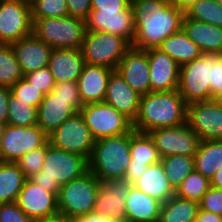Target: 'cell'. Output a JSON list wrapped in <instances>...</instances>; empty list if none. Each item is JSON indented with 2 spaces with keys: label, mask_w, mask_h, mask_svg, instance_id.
Returning a JSON list of instances; mask_svg holds the SVG:
<instances>
[{
  "label": "cell",
  "mask_w": 222,
  "mask_h": 222,
  "mask_svg": "<svg viewBox=\"0 0 222 222\" xmlns=\"http://www.w3.org/2000/svg\"><path fill=\"white\" fill-rule=\"evenodd\" d=\"M211 187L222 189V167L219 168L217 173L210 179Z\"/></svg>",
  "instance_id": "11a10c76"
},
{
  "label": "cell",
  "mask_w": 222,
  "mask_h": 222,
  "mask_svg": "<svg viewBox=\"0 0 222 222\" xmlns=\"http://www.w3.org/2000/svg\"><path fill=\"white\" fill-rule=\"evenodd\" d=\"M23 78L11 44H0V86L12 87Z\"/></svg>",
  "instance_id": "836d02e7"
},
{
  "label": "cell",
  "mask_w": 222,
  "mask_h": 222,
  "mask_svg": "<svg viewBox=\"0 0 222 222\" xmlns=\"http://www.w3.org/2000/svg\"><path fill=\"white\" fill-rule=\"evenodd\" d=\"M194 166L195 171L211 179L222 167V140L200 141Z\"/></svg>",
  "instance_id": "f1b7e54d"
},
{
  "label": "cell",
  "mask_w": 222,
  "mask_h": 222,
  "mask_svg": "<svg viewBox=\"0 0 222 222\" xmlns=\"http://www.w3.org/2000/svg\"><path fill=\"white\" fill-rule=\"evenodd\" d=\"M8 119L10 126H33L37 125V107L24 101H15L11 96L8 101Z\"/></svg>",
  "instance_id": "8d00e7d4"
},
{
  "label": "cell",
  "mask_w": 222,
  "mask_h": 222,
  "mask_svg": "<svg viewBox=\"0 0 222 222\" xmlns=\"http://www.w3.org/2000/svg\"><path fill=\"white\" fill-rule=\"evenodd\" d=\"M11 46L23 75L47 67L53 51L51 46L36 38L33 34L21 38L12 43Z\"/></svg>",
  "instance_id": "44dd1931"
},
{
  "label": "cell",
  "mask_w": 222,
  "mask_h": 222,
  "mask_svg": "<svg viewBox=\"0 0 222 222\" xmlns=\"http://www.w3.org/2000/svg\"><path fill=\"white\" fill-rule=\"evenodd\" d=\"M216 1L222 5V0H216Z\"/></svg>",
  "instance_id": "91938a15"
},
{
  "label": "cell",
  "mask_w": 222,
  "mask_h": 222,
  "mask_svg": "<svg viewBox=\"0 0 222 222\" xmlns=\"http://www.w3.org/2000/svg\"><path fill=\"white\" fill-rule=\"evenodd\" d=\"M11 96L15 101H24L38 108L45 95L22 78L11 87Z\"/></svg>",
  "instance_id": "ab89813d"
},
{
  "label": "cell",
  "mask_w": 222,
  "mask_h": 222,
  "mask_svg": "<svg viewBox=\"0 0 222 222\" xmlns=\"http://www.w3.org/2000/svg\"><path fill=\"white\" fill-rule=\"evenodd\" d=\"M86 31L115 34L125 38L132 45L135 37V20L131 4L121 12L91 10L86 20Z\"/></svg>",
  "instance_id": "9a60e30c"
},
{
  "label": "cell",
  "mask_w": 222,
  "mask_h": 222,
  "mask_svg": "<svg viewBox=\"0 0 222 222\" xmlns=\"http://www.w3.org/2000/svg\"><path fill=\"white\" fill-rule=\"evenodd\" d=\"M96 140L129 133L132 122L105 102L89 103L80 110Z\"/></svg>",
  "instance_id": "9c48e42d"
},
{
  "label": "cell",
  "mask_w": 222,
  "mask_h": 222,
  "mask_svg": "<svg viewBox=\"0 0 222 222\" xmlns=\"http://www.w3.org/2000/svg\"><path fill=\"white\" fill-rule=\"evenodd\" d=\"M135 37L131 47L157 48L168 36L182 29L184 12L171 0H134Z\"/></svg>",
  "instance_id": "6da1fadb"
},
{
  "label": "cell",
  "mask_w": 222,
  "mask_h": 222,
  "mask_svg": "<svg viewBox=\"0 0 222 222\" xmlns=\"http://www.w3.org/2000/svg\"><path fill=\"white\" fill-rule=\"evenodd\" d=\"M57 196L58 193L49 192L30 179H26L17 204L29 218L37 220L59 211Z\"/></svg>",
  "instance_id": "ac0fdd59"
},
{
  "label": "cell",
  "mask_w": 222,
  "mask_h": 222,
  "mask_svg": "<svg viewBox=\"0 0 222 222\" xmlns=\"http://www.w3.org/2000/svg\"><path fill=\"white\" fill-rule=\"evenodd\" d=\"M71 222H129L126 218H110L90 213L86 216L71 219Z\"/></svg>",
  "instance_id": "f907efd6"
},
{
  "label": "cell",
  "mask_w": 222,
  "mask_h": 222,
  "mask_svg": "<svg viewBox=\"0 0 222 222\" xmlns=\"http://www.w3.org/2000/svg\"><path fill=\"white\" fill-rule=\"evenodd\" d=\"M99 186V179L90 170L61 185L57 196L59 211L69 219L93 213Z\"/></svg>",
  "instance_id": "8992f818"
},
{
  "label": "cell",
  "mask_w": 222,
  "mask_h": 222,
  "mask_svg": "<svg viewBox=\"0 0 222 222\" xmlns=\"http://www.w3.org/2000/svg\"><path fill=\"white\" fill-rule=\"evenodd\" d=\"M198 0H171V3H173L178 9L185 12L188 7H190L192 4L196 3Z\"/></svg>",
  "instance_id": "db71d44e"
},
{
  "label": "cell",
  "mask_w": 222,
  "mask_h": 222,
  "mask_svg": "<svg viewBox=\"0 0 222 222\" xmlns=\"http://www.w3.org/2000/svg\"><path fill=\"white\" fill-rule=\"evenodd\" d=\"M31 6L18 0H0V44H12L32 34Z\"/></svg>",
  "instance_id": "7c38bea8"
},
{
  "label": "cell",
  "mask_w": 222,
  "mask_h": 222,
  "mask_svg": "<svg viewBox=\"0 0 222 222\" xmlns=\"http://www.w3.org/2000/svg\"><path fill=\"white\" fill-rule=\"evenodd\" d=\"M186 123L200 141L222 140V105L213 99L187 104Z\"/></svg>",
  "instance_id": "5bb4252c"
},
{
  "label": "cell",
  "mask_w": 222,
  "mask_h": 222,
  "mask_svg": "<svg viewBox=\"0 0 222 222\" xmlns=\"http://www.w3.org/2000/svg\"><path fill=\"white\" fill-rule=\"evenodd\" d=\"M210 187V179L194 170L176 188L175 195L199 202Z\"/></svg>",
  "instance_id": "d590c367"
},
{
  "label": "cell",
  "mask_w": 222,
  "mask_h": 222,
  "mask_svg": "<svg viewBox=\"0 0 222 222\" xmlns=\"http://www.w3.org/2000/svg\"><path fill=\"white\" fill-rule=\"evenodd\" d=\"M11 97V88L10 87H1L0 86V122L7 124L8 119V101Z\"/></svg>",
  "instance_id": "c3c4849f"
},
{
  "label": "cell",
  "mask_w": 222,
  "mask_h": 222,
  "mask_svg": "<svg viewBox=\"0 0 222 222\" xmlns=\"http://www.w3.org/2000/svg\"><path fill=\"white\" fill-rule=\"evenodd\" d=\"M23 78L44 95L49 94L56 85L55 79L48 66L24 74Z\"/></svg>",
  "instance_id": "60d3db41"
},
{
  "label": "cell",
  "mask_w": 222,
  "mask_h": 222,
  "mask_svg": "<svg viewBox=\"0 0 222 222\" xmlns=\"http://www.w3.org/2000/svg\"><path fill=\"white\" fill-rule=\"evenodd\" d=\"M210 53L180 67L178 91L186 104L210 100Z\"/></svg>",
  "instance_id": "30bf717a"
},
{
  "label": "cell",
  "mask_w": 222,
  "mask_h": 222,
  "mask_svg": "<svg viewBox=\"0 0 222 222\" xmlns=\"http://www.w3.org/2000/svg\"><path fill=\"white\" fill-rule=\"evenodd\" d=\"M45 157L46 144L43 147L27 152L16 160L15 163L24 173L25 177L29 179L42 169Z\"/></svg>",
  "instance_id": "f35d334b"
},
{
  "label": "cell",
  "mask_w": 222,
  "mask_h": 222,
  "mask_svg": "<svg viewBox=\"0 0 222 222\" xmlns=\"http://www.w3.org/2000/svg\"><path fill=\"white\" fill-rule=\"evenodd\" d=\"M157 48L167 53L180 67L203 54L183 29L168 36Z\"/></svg>",
  "instance_id": "83f0119b"
},
{
  "label": "cell",
  "mask_w": 222,
  "mask_h": 222,
  "mask_svg": "<svg viewBox=\"0 0 222 222\" xmlns=\"http://www.w3.org/2000/svg\"><path fill=\"white\" fill-rule=\"evenodd\" d=\"M32 19L68 16L66 0H36L31 5Z\"/></svg>",
  "instance_id": "74e56055"
},
{
  "label": "cell",
  "mask_w": 222,
  "mask_h": 222,
  "mask_svg": "<svg viewBox=\"0 0 222 222\" xmlns=\"http://www.w3.org/2000/svg\"><path fill=\"white\" fill-rule=\"evenodd\" d=\"M35 222H71V219L66 217L60 211H57L56 213H53L51 215H47L43 218H39L35 220Z\"/></svg>",
  "instance_id": "f5cc1de1"
},
{
  "label": "cell",
  "mask_w": 222,
  "mask_h": 222,
  "mask_svg": "<svg viewBox=\"0 0 222 222\" xmlns=\"http://www.w3.org/2000/svg\"><path fill=\"white\" fill-rule=\"evenodd\" d=\"M187 104L178 89L149 92L141 95L133 129L149 133L155 129L181 126L186 123Z\"/></svg>",
  "instance_id": "7a4b0ae2"
},
{
  "label": "cell",
  "mask_w": 222,
  "mask_h": 222,
  "mask_svg": "<svg viewBox=\"0 0 222 222\" xmlns=\"http://www.w3.org/2000/svg\"><path fill=\"white\" fill-rule=\"evenodd\" d=\"M148 167L147 164L133 163V160H130L124 179L133 184Z\"/></svg>",
  "instance_id": "681fc988"
},
{
  "label": "cell",
  "mask_w": 222,
  "mask_h": 222,
  "mask_svg": "<svg viewBox=\"0 0 222 222\" xmlns=\"http://www.w3.org/2000/svg\"><path fill=\"white\" fill-rule=\"evenodd\" d=\"M26 179L15 162L0 161V204L17 202Z\"/></svg>",
  "instance_id": "f546056e"
},
{
  "label": "cell",
  "mask_w": 222,
  "mask_h": 222,
  "mask_svg": "<svg viewBox=\"0 0 222 222\" xmlns=\"http://www.w3.org/2000/svg\"><path fill=\"white\" fill-rule=\"evenodd\" d=\"M0 222H35L18 206L17 202L0 204Z\"/></svg>",
  "instance_id": "f6af8a7d"
},
{
  "label": "cell",
  "mask_w": 222,
  "mask_h": 222,
  "mask_svg": "<svg viewBox=\"0 0 222 222\" xmlns=\"http://www.w3.org/2000/svg\"><path fill=\"white\" fill-rule=\"evenodd\" d=\"M132 185L162 203L175 195V190L170 185L161 162L149 165Z\"/></svg>",
  "instance_id": "4316f807"
},
{
  "label": "cell",
  "mask_w": 222,
  "mask_h": 222,
  "mask_svg": "<svg viewBox=\"0 0 222 222\" xmlns=\"http://www.w3.org/2000/svg\"><path fill=\"white\" fill-rule=\"evenodd\" d=\"M48 141V135L38 125L18 127L6 124L0 146V161L15 162Z\"/></svg>",
  "instance_id": "8fae6325"
},
{
  "label": "cell",
  "mask_w": 222,
  "mask_h": 222,
  "mask_svg": "<svg viewBox=\"0 0 222 222\" xmlns=\"http://www.w3.org/2000/svg\"><path fill=\"white\" fill-rule=\"evenodd\" d=\"M161 158L173 155L194 156L200 138L185 123L181 126L159 128L149 132Z\"/></svg>",
  "instance_id": "4fadbf2b"
},
{
  "label": "cell",
  "mask_w": 222,
  "mask_h": 222,
  "mask_svg": "<svg viewBox=\"0 0 222 222\" xmlns=\"http://www.w3.org/2000/svg\"><path fill=\"white\" fill-rule=\"evenodd\" d=\"M88 171V160L46 143V157L42 169L29 179L43 189L59 193L63 184L75 180Z\"/></svg>",
  "instance_id": "3957f363"
},
{
  "label": "cell",
  "mask_w": 222,
  "mask_h": 222,
  "mask_svg": "<svg viewBox=\"0 0 222 222\" xmlns=\"http://www.w3.org/2000/svg\"><path fill=\"white\" fill-rule=\"evenodd\" d=\"M199 209L222 216V189L210 187L199 201Z\"/></svg>",
  "instance_id": "ee69618b"
},
{
  "label": "cell",
  "mask_w": 222,
  "mask_h": 222,
  "mask_svg": "<svg viewBox=\"0 0 222 222\" xmlns=\"http://www.w3.org/2000/svg\"><path fill=\"white\" fill-rule=\"evenodd\" d=\"M196 222H222V216L209 212L206 210L199 209L197 212Z\"/></svg>",
  "instance_id": "816d5d0a"
},
{
  "label": "cell",
  "mask_w": 222,
  "mask_h": 222,
  "mask_svg": "<svg viewBox=\"0 0 222 222\" xmlns=\"http://www.w3.org/2000/svg\"><path fill=\"white\" fill-rule=\"evenodd\" d=\"M141 95L133 90L125 79L114 70L109 76L104 102L134 122L139 109Z\"/></svg>",
  "instance_id": "ffe728a7"
},
{
  "label": "cell",
  "mask_w": 222,
  "mask_h": 222,
  "mask_svg": "<svg viewBox=\"0 0 222 222\" xmlns=\"http://www.w3.org/2000/svg\"><path fill=\"white\" fill-rule=\"evenodd\" d=\"M172 188H176L195 170L194 156L173 155L160 160Z\"/></svg>",
  "instance_id": "d6a6232c"
},
{
  "label": "cell",
  "mask_w": 222,
  "mask_h": 222,
  "mask_svg": "<svg viewBox=\"0 0 222 222\" xmlns=\"http://www.w3.org/2000/svg\"><path fill=\"white\" fill-rule=\"evenodd\" d=\"M132 184L125 179L100 182L93 213L110 218H126L125 200Z\"/></svg>",
  "instance_id": "e0dca14e"
},
{
  "label": "cell",
  "mask_w": 222,
  "mask_h": 222,
  "mask_svg": "<svg viewBox=\"0 0 222 222\" xmlns=\"http://www.w3.org/2000/svg\"><path fill=\"white\" fill-rule=\"evenodd\" d=\"M129 0H91L92 10L121 12L130 5Z\"/></svg>",
  "instance_id": "7dc6e473"
},
{
  "label": "cell",
  "mask_w": 222,
  "mask_h": 222,
  "mask_svg": "<svg viewBox=\"0 0 222 222\" xmlns=\"http://www.w3.org/2000/svg\"><path fill=\"white\" fill-rule=\"evenodd\" d=\"M149 61L150 92H168L178 89L180 66L158 48L146 49Z\"/></svg>",
  "instance_id": "2e32d148"
},
{
  "label": "cell",
  "mask_w": 222,
  "mask_h": 222,
  "mask_svg": "<svg viewBox=\"0 0 222 222\" xmlns=\"http://www.w3.org/2000/svg\"><path fill=\"white\" fill-rule=\"evenodd\" d=\"M214 101L219 104L222 105V93H220L215 99Z\"/></svg>",
  "instance_id": "6f0895ef"
},
{
  "label": "cell",
  "mask_w": 222,
  "mask_h": 222,
  "mask_svg": "<svg viewBox=\"0 0 222 222\" xmlns=\"http://www.w3.org/2000/svg\"><path fill=\"white\" fill-rule=\"evenodd\" d=\"M182 29L204 53L222 54V28L184 16Z\"/></svg>",
  "instance_id": "d4e9b609"
},
{
  "label": "cell",
  "mask_w": 222,
  "mask_h": 222,
  "mask_svg": "<svg viewBox=\"0 0 222 222\" xmlns=\"http://www.w3.org/2000/svg\"><path fill=\"white\" fill-rule=\"evenodd\" d=\"M149 61L146 50L131 47L118 64L116 71L140 95L150 92Z\"/></svg>",
  "instance_id": "d6986e66"
},
{
  "label": "cell",
  "mask_w": 222,
  "mask_h": 222,
  "mask_svg": "<svg viewBox=\"0 0 222 222\" xmlns=\"http://www.w3.org/2000/svg\"><path fill=\"white\" fill-rule=\"evenodd\" d=\"M199 202L176 195L161 204L158 222H194Z\"/></svg>",
  "instance_id": "4dcf8cb0"
},
{
  "label": "cell",
  "mask_w": 222,
  "mask_h": 222,
  "mask_svg": "<svg viewBox=\"0 0 222 222\" xmlns=\"http://www.w3.org/2000/svg\"><path fill=\"white\" fill-rule=\"evenodd\" d=\"M184 16L222 28V5L216 0H198L187 8Z\"/></svg>",
  "instance_id": "e575fe53"
},
{
  "label": "cell",
  "mask_w": 222,
  "mask_h": 222,
  "mask_svg": "<svg viewBox=\"0 0 222 222\" xmlns=\"http://www.w3.org/2000/svg\"><path fill=\"white\" fill-rule=\"evenodd\" d=\"M130 160L129 132L96 140L88 159V170L100 182L124 179Z\"/></svg>",
  "instance_id": "277c9868"
},
{
  "label": "cell",
  "mask_w": 222,
  "mask_h": 222,
  "mask_svg": "<svg viewBox=\"0 0 222 222\" xmlns=\"http://www.w3.org/2000/svg\"><path fill=\"white\" fill-rule=\"evenodd\" d=\"M85 61L81 49H53L48 67L56 84L64 81L77 82Z\"/></svg>",
  "instance_id": "603a6c76"
},
{
  "label": "cell",
  "mask_w": 222,
  "mask_h": 222,
  "mask_svg": "<svg viewBox=\"0 0 222 222\" xmlns=\"http://www.w3.org/2000/svg\"><path fill=\"white\" fill-rule=\"evenodd\" d=\"M32 21V34L53 49H81L86 32L85 20L68 15Z\"/></svg>",
  "instance_id": "5b68a950"
},
{
  "label": "cell",
  "mask_w": 222,
  "mask_h": 222,
  "mask_svg": "<svg viewBox=\"0 0 222 222\" xmlns=\"http://www.w3.org/2000/svg\"><path fill=\"white\" fill-rule=\"evenodd\" d=\"M6 124H3L0 122V146H1V141H2V136H3V131H4V127Z\"/></svg>",
  "instance_id": "9f6ffc18"
},
{
  "label": "cell",
  "mask_w": 222,
  "mask_h": 222,
  "mask_svg": "<svg viewBox=\"0 0 222 222\" xmlns=\"http://www.w3.org/2000/svg\"><path fill=\"white\" fill-rule=\"evenodd\" d=\"M49 143L58 149L90 158L96 138L80 112L65 120L48 135Z\"/></svg>",
  "instance_id": "ba28073f"
},
{
  "label": "cell",
  "mask_w": 222,
  "mask_h": 222,
  "mask_svg": "<svg viewBox=\"0 0 222 222\" xmlns=\"http://www.w3.org/2000/svg\"><path fill=\"white\" fill-rule=\"evenodd\" d=\"M131 44L123 37L98 31H86L81 46L85 64L116 70Z\"/></svg>",
  "instance_id": "52a82bcc"
},
{
  "label": "cell",
  "mask_w": 222,
  "mask_h": 222,
  "mask_svg": "<svg viewBox=\"0 0 222 222\" xmlns=\"http://www.w3.org/2000/svg\"><path fill=\"white\" fill-rule=\"evenodd\" d=\"M66 3L69 16L85 21L88 19L92 10L91 0H66Z\"/></svg>",
  "instance_id": "bcb514c9"
},
{
  "label": "cell",
  "mask_w": 222,
  "mask_h": 222,
  "mask_svg": "<svg viewBox=\"0 0 222 222\" xmlns=\"http://www.w3.org/2000/svg\"><path fill=\"white\" fill-rule=\"evenodd\" d=\"M113 71L104 66L84 65L77 80L82 105L104 102L108 79Z\"/></svg>",
  "instance_id": "7402d4cb"
},
{
  "label": "cell",
  "mask_w": 222,
  "mask_h": 222,
  "mask_svg": "<svg viewBox=\"0 0 222 222\" xmlns=\"http://www.w3.org/2000/svg\"><path fill=\"white\" fill-rule=\"evenodd\" d=\"M210 100L222 93V54L210 53Z\"/></svg>",
  "instance_id": "7bdbcfd3"
},
{
  "label": "cell",
  "mask_w": 222,
  "mask_h": 222,
  "mask_svg": "<svg viewBox=\"0 0 222 222\" xmlns=\"http://www.w3.org/2000/svg\"><path fill=\"white\" fill-rule=\"evenodd\" d=\"M130 155L133 163L153 165L160 162L161 157L149 133L132 129L130 131Z\"/></svg>",
  "instance_id": "1f68e13d"
},
{
  "label": "cell",
  "mask_w": 222,
  "mask_h": 222,
  "mask_svg": "<svg viewBox=\"0 0 222 222\" xmlns=\"http://www.w3.org/2000/svg\"><path fill=\"white\" fill-rule=\"evenodd\" d=\"M18 1L26 3L31 6L36 0H18Z\"/></svg>",
  "instance_id": "680465c9"
},
{
  "label": "cell",
  "mask_w": 222,
  "mask_h": 222,
  "mask_svg": "<svg viewBox=\"0 0 222 222\" xmlns=\"http://www.w3.org/2000/svg\"><path fill=\"white\" fill-rule=\"evenodd\" d=\"M75 113L77 111L71 106V100L57 98L50 92L37 108V125L49 135Z\"/></svg>",
  "instance_id": "cb8c5ba5"
},
{
  "label": "cell",
  "mask_w": 222,
  "mask_h": 222,
  "mask_svg": "<svg viewBox=\"0 0 222 222\" xmlns=\"http://www.w3.org/2000/svg\"><path fill=\"white\" fill-rule=\"evenodd\" d=\"M161 204L132 185L125 200L126 219L129 222H158Z\"/></svg>",
  "instance_id": "484cf974"
},
{
  "label": "cell",
  "mask_w": 222,
  "mask_h": 222,
  "mask_svg": "<svg viewBox=\"0 0 222 222\" xmlns=\"http://www.w3.org/2000/svg\"><path fill=\"white\" fill-rule=\"evenodd\" d=\"M57 98L71 100V106L80 112L83 107L77 82L64 81L57 83L51 91Z\"/></svg>",
  "instance_id": "b9f144b4"
}]
</instances>
